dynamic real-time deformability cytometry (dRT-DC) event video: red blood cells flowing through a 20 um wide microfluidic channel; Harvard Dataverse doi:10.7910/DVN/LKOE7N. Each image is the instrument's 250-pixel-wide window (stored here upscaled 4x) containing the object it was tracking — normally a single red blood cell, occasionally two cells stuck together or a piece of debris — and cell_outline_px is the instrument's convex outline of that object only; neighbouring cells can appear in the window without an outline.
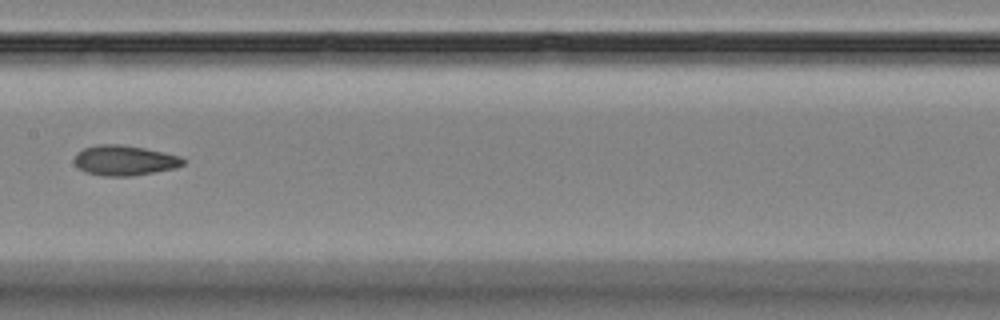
{"species": "Egyptian fruit bat (a non-hibernating species)", "species_latin": "Rousettus aegyptiacus", "temperature_condition": "room temperature", "stored_images_in_passage": 7, "camera_frame_rate_fps": 3000, "um_per_image_px": 0.085, "animal": {"sex": "female"}, "frame": {"image": 1, "passage_image": 7, "time_ms": 8.0, "image_size_px": [1000, 320], "cell_outline_px": [[188, 160], [184, 164], [176, 168], [132, 176], [104, 176], [88, 172], [80, 168], [72, 160], [76, 152], [84, 148], [96, 144], [120, 144], [144, 148], [164, 152], [180, 156]], "centroid_in_image_um": [10.6, 13.62], "position_along_channel_um": 196.8, "area_um2": 19.25}}